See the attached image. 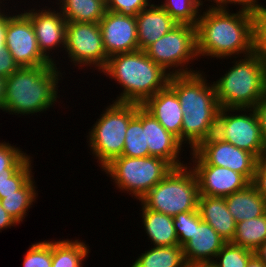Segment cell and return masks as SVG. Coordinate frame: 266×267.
<instances>
[{
    "mask_svg": "<svg viewBox=\"0 0 266 267\" xmlns=\"http://www.w3.org/2000/svg\"><path fill=\"white\" fill-rule=\"evenodd\" d=\"M99 26L108 58L139 50L135 17L106 11Z\"/></svg>",
    "mask_w": 266,
    "mask_h": 267,
    "instance_id": "cell-15",
    "label": "cell"
},
{
    "mask_svg": "<svg viewBox=\"0 0 266 267\" xmlns=\"http://www.w3.org/2000/svg\"><path fill=\"white\" fill-rule=\"evenodd\" d=\"M254 50L266 56V5L252 12Z\"/></svg>",
    "mask_w": 266,
    "mask_h": 267,
    "instance_id": "cell-35",
    "label": "cell"
},
{
    "mask_svg": "<svg viewBox=\"0 0 266 267\" xmlns=\"http://www.w3.org/2000/svg\"><path fill=\"white\" fill-rule=\"evenodd\" d=\"M184 267H215L213 263L186 262Z\"/></svg>",
    "mask_w": 266,
    "mask_h": 267,
    "instance_id": "cell-48",
    "label": "cell"
},
{
    "mask_svg": "<svg viewBox=\"0 0 266 267\" xmlns=\"http://www.w3.org/2000/svg\"><path fill=\"white\" fill-rule=\"evenodd\" d=\"M19 68L10 52L6 55H0V76L8 78Z\"/></svg>",
    "mask_w": 266,
    "mask_h": 267,
    "instance_id": "cell-40",
    "label": "cell"
},
{
    "mask_svg": "<svg viewBox=\"0 0 266 267\" xmlns=\"http://www.w3.org/2000/svg\"><path fill=\"white\" fill-rule=\"evenodd\" d=\"M174 167L163 158L126 157L113 159L101 171L113 182V186L121 193L127 192L138 202Z\"/></svg>",
    "mask_w": 266,
    "mask_h": 267,
    "instance_id": "cell-7",
    "label": "cell"
},
{
    "mask_svg": "<svg viewBox=\"0 0 266 267\" xmlns=\"http://www.w3.org/2000/svg\"><path fill=\"white\" fill-rule=\"evenodd\" d=\"M254 111L257 114L262 137L264 140V143L266 144V92L263 94L261 99L258 101L256 106L253 108Z\"/></svg>",
    "mask_w": 266,
    "mask_h": 267,
    "instance_id": "cell-41",
    "label": "cell"
},
{
    "mask_svg": "<svg viewBox=\"0 0 266 267\" xmlns=\"http://www.w3.org/2000/svg\"><path fill=\"white\" fill-rule=\"evenodd\" d=\"M5 1H6V2H5ZM3 3L6 4V6H7V4H8V3H7V0H0V4H3Z\"/></svg>",
    "mask_w": 266,
    "mask_h": 267,
    "instance_id": "cell-50",
    "label": "cell"
},
{
    "mask_svg": "<svg viewBox=\"0 0 266 267\" xmlns=\"http://www.w3.org/2000/svg\"><path fill=\"white\" fill-rule=\"evenodd\" d=\"M173 223L182 248L191 240L194 231V211L179 213L173 217Z\"/></svg>",
    "mask_w": 266,
    "mask_h": 267,
    "instance_id": "cell-37",
    "label": "cell"
},
{
    "mask_svg": "<svg viewBox=\"0 0 266 267\" xmlns=\"http://www.w3.org/2000/svg\"><path fill=\"white\" fill-rule=\"evenodd\" d=\"M199 3V6L204 9L203 6H205L206 3H204V0H196Z\"/></svg>",
    "mask_w": 266,
    "mask_h": 267,
    "instance_id": "cell-49",
    "label": "cell"
},
{
    "mask_svg": "<svg viewBox=\"0 0 266 267\" xmlns=\"http://www.w3.org/2000/svg\"><path fill=\"white\" fill-rule=\"evenodd\" d=\"M6 141L0 142V173L5 170H18L31 156Z\"/></svg>",
    "mask_w": 266,
    "mask_h": 267,
    "instance_id": "cell-34",
    "label": "cell"
},
{
    "mask_svg": "<svg viewBox=\"0 0 266 267\" xmlns=\"http://www.w3.org/2000/svg\"><path fill=\"white\" fill-rule=\"evenodd\" d=\"M204 2L210 3H207L204 9L230 8L231 5V0H204Z\"/></svg>",
    "mask_w": 266,
    "mask_h": 267,
    "instance_id": "cell-44",
    "label": "cell"
},
{
    "mask_svg": "<svg viewBox=\"0 0 266 267\" xmlns=\"http://www.w3.org/2000/svg\"><path fill=\"white\" fill-rule=\"evenodd\" d=\"M254 252L226 242L212 262L215 267H246Z\"/></svg>",
    "mask_w": 266,
    "mask_h": 267,
    "instance_id": "cell-32",
    "label": "cell"
},
{
    "mask_svg": "<svg viewBox=\"0 0 266 267\" xmlns=\"http://www.w3.org/2000/svg\"><path fill=\"white\" fill-rule=\"evenodd\" d=\"M163 1L160 0L158 4L168 12L178 24L197 25L202 8L196 0Z\"/></svg>",
    "mask_w": 266,
    "mask_h": 267,
    "instance_id": "cell-30",
    "label": "cell"
},
{
    "mask_svg": "<svg viewBox=\"0 0 266 267\" xmlns=\"http://www.w3.org/2000/svg\"><path fill=\"white\" fill-rule=\"evenodd\" d=\"M260 0H231L232 6H237L236 9H241L249 12H253L256 9L261 8L264 3H259ZM239 6V7H238Z\"/></svg>",
    "mask_w": 266,
    "mask_h": 267,
    "instance_id": "cell-42",
    "label": "cell"
},
{
    "mask_svg": "<svg viewBox=\"0 0 266 267\" xmlns=\"http://www.w3.org/2000/svg\"><path fill=\"white\" fill-rule=\"evenodd\" d=\"M195 172L200 196L226 197L243 190L251 182L231 169L213 165H189Z\"/></svg>",
    "mask_w": 266,
    "mask_h": 267,
    "instance_id": "cell-16",
    "label": "cell"
},
{
    "mask_svg": "<svg viewBox=\"0 0 266 267\" xmlns=\"http://www.w3.org/2000/svg\"><path fill=\"white\" fill-rule=\"evenodd\" d=\"M64 73L65 70L62 72L56 64L20 67L6 78L3 112L18 117L32 116L56 108L57 102L61 106L58 93L62 90L58 88L66 75Z\"/></svg>",
    "mask_w": 266,
    "mask_h": 267,
    "instance_id": "cell-3",
    "label": "cell"
},
{
    "mask_svg": "<svg viewBox=\"0 0 266 267\" xmlns=\"http://www.w3.org/2000/svg\"><path fill=\"white\" fill-rule=\"evenodd\" d=\"M122 156L149 157V148L146 145L145 129H143V106L137 104L136 115L130 120Z\"/></svg>",
    "mask_w": 266,
    "mask_h": 267,
    "instance_id": "cell-29",
    "label": "cell"
},
{
    "mask_svg": "<svg viewBox=\"0 0 266 267\" xmlns=\"http://www.w3.org/2000/svg\"><path fill=\"white\" fill-rule=\"evenodd\" d=\"M198 211L202 221L212 226L226 242L232 241L237 222L230 214L224 197L199 196Z\"/></svg>",
    "mask_w": 266,
    "mask_h": 267,
    "instance_id": "cell-21",
    "label": "cell"
},
{
    "mask_svg": "<svg viewBox=\"0 0 266 267\" xmlns=\"http://www.w3.org/2000/svg\"><path fill=\"white\" fill-rule=\"evenodd\" d=\"M254 254L265 264L266 266V240L257 248Z\"/></svg>",
    "mask_w": 266,
    "mask_h": 267,
    "instance_id": "cell-46",
    "label": "cell"
},
{
    "mask_svg": "<svg viewBox=\"0 0 266 267\" xmlns=\"http://www.w3.org/2000/svg\"><path fill=\"white\" fill-rule=\"evenodd\" d=\"M2 8H6L5 4H0V9H2Z\"/></svg>",
    "mask_w": 266,
    "mask_h": 267,
    "instance_id": "cell-51",
    "label": "cell"
},
{
    "mask_svg": "<svg viewBox=\"0 0 266 267\" xmlns=\"http://www.w3.org/2000/svg\"><path fill=\"white\" fill-rule=\"evenodd\" d=\"M22 260L23 267H51L52 240L31 243Z\"/></svg>",
    "mask_w": 266,
    "mask_h": 267,
    "instance_id": "cell-33",
    "label": "cell"
},
{
    "mask_svg": "<svg viewBox=\"0 0 266 267\" xmlns=\"http://www.w3.org/2000/svg\"><path fill=\"white\" fill-rule=\"evenodd\" d=\"M89 249V244L81 239H53L51 267H83L91 253Z\"/></svg>",
    "mask_w": 266,
    "mask_h": 267,
    "instance_id": "cell-25",
    "label": "cell"
},
{
    "mask_svg": "<svg viewBox=\"0 0 266 267\" xmlns=\"http://www.w3.org/2000/svg\"><path fill=\"white\" fill-rule=\"evenodd\" d=\"M65 37L67 59L64 54L61 56L71 62L70 66L78 67V70L93 69L99 73L106 67L108 56L99 23L67 22Z\"/></svg>",
    "mask_w": 266,
    "mask_h": 267,
    "instance_id": "cell-11",
    "label": "cell"
},
{
    "mask_svg": "<svg viewBox=\"0 0 266 267\" xmlns=\"http://www.w3.org/2000/svg\"><path fill=\"white\" fill-rule=\"evenodd\" d=\"M138 255L129 267H184L186 263L183 248L179 245L149 246Z\"/></svg>",
    "mask_w": 266,
    "mask_h": 267,
    "instance_id": "cell-26",
    "label": "cell"
},
{
    "mask_svg": "<svg viewBox=\"0 0 266 267\" xmlns=\"http://www.w3.org/2000/svg\"><path fill=\"white\" fill-rule=\"evenodd\" d=\"M246 267H266L265 264L254 254L247 262Z\"/></svg>",
    "mask_w": 266,
    "mask_h": 267,
    "instance_id": "cell-47",
    "label": "cell"
},
{
    "mask_svg": "<svg viewBox=\"0 0 266 267\" xmlns=\"http://www.w3.org/2000/svg\"><path fill=\"white\" fill-rule=\"evenodd\" d=\"M18 224L19 223L11 215H9L0 204V232H2V230L4 231V229L7 230V228L11 229V227H16Z\"/></svg>",
    "mask_w": 266,
    "mask_h": 267,
    "instance_id": "cell-43",
    "label": "cell"
},
{
    "mask_svg": "<svg viewBox=\"0 0 266 267\" xmlns=\"http://www.w3.org/2000/svg\"><path fill=\"white\" fill-rule=\"evenodd\" d=\"M251 184L266 201V156L257 160Z\"/></svg>",
    "mask_w": 266,
    "mask_h": 267,
    "instance_id": "cell-38",
    "label": "cell"
},
{
    "mask_svg": "<svg viewBox=\"0 0 266 267\" xmlns=\"http://www.w3.org/2000/svg\"><path fill=\"white\" fill-rule=\"evenodd\" d=\"M205 73L201 70L192 74L171 75L168 82L183 110L181 143L188 146L189 151L216 132L220 105L214 84L207 80L210 77Z\"/></svg>",
    "mask_w": 266,
    "mask_h": 267,
    "instance_id": "cell-2",
    "label": "cell"
},
{
    "mask_svg": "<svg viewBox=\"0 0 266 267\" xmlns=\"http://www.w3.org/2000/svg\"><path fill=\"white\" fill-rule=\"evenodd\" d=\"M141 227L144 228V234L148 237V242L153 244L152 246H175L179 245L178 236L175 231L173 217L157 212L151 209H147L140 201ZM150 240V241H149Z\"/></svg>",
    "mask_w": 266,
    "mask_h": 267,
    "instance_id": "cell-22",
    "label": "cell"
},
{
    "mask_svg": "<svg viewBox=\"0 0 266 267\" xmlns=\"http://www.w3.org/2000/svg\"><path fill=\"white\" fill-rule=\"evenodd\" d=\"M224 198L236 222L254 219L266 213V201L252 184Z\"/></svg>",
    "mask_w": 266,
    "mask_h": 267,
    "instance_id": "cell-23",
    "label": "cell"
},
{
    "mask_svg": "<svg viewBox=\"0 0 266 267\" xmlns=\"http://www.w3.org/2000/svg\"><path fill=\"white\" fill-rule=\"evenodd\" d=\"M10 13H13V11L12 10L9 11V5H7L6 8L0 9V55H6L9 52L6 47L5 37H6L7 19L11 15Z\"/></svg>",
    "mask_w": 266,
    "mask_h": 267,
    "instance_id": "cell-39",
    "label": "cell"
},
{
    "mask_svg": "<svg viewBox=\"0 0 266 267\" xmlns=\"http://www.w3.org/2000/svg\"><path fill=\"white\" fill-rule=\"evenodd\" d=\"M52 3L54 8L46 5L40 9L29 6L22 12L31 20L41 53L60 68L63 64L55 60V57L59 56V52L64 53L67 21L57 6H54L55 2ZM54 52L57 53L56 56L53 55Z\"/></svg>",
    "mask_w": 266,
    "mask_h": 267,
    "instance_id": "cell-14",
    "label": "cell"
},
{
    "mask_svg": "<svg viewBox=\"0 0 266 267\" xmlns=\"http://www.w3.org/2000/svg\"><path fill=\"white\" fill-rule=\"evenodd\" d=\"M102 111L86 136L90 155L101 170L113 159L122 156L126 130L136 115L137 104L112 101Z\"/></svg>",
    "mask_w": 266,
    "mask_h": 267,
    "instance_id": "cell-6",
    "label": "cell"
},
{
    "mask_svg": "<svg viewBox=\"0 0 266 267\" xmlns=\"http://www.w3.org/2000/svg\"><path fill=\"white\" fill-rule=\"evenodd\" d=\"M189 152V165L225 167L244 175L250 182L253 180L258 159L252 153L239 149L216 134L202 141Z\"/></svg>",
    "mask_w": 266,
    "mask_h": 267,
    "instance_id": "cell-12",
    "label": "cell"
},
{
    "mask_svg": "<svg viewBox=\"0 0 266 267\" xmlns=\"http://www.w3.org/2000/svg\"><path fill=\"white\" fill-rule=\"evenodd\" d=\"M226 241L194 211V231L191 240L183 247L186 262L212 263Z\"/></svg>",
    "mask_w": 266,
    "mask_h": 267,
    "instance_id": "cell-18",
    "label": "cell"
},
{
    "mask_svg": "<svg viewBox=\"0 0 266 267\" xmlns=\"http://www.w3.org/2000/svg\"><path fill=\"white\" fill-rule=\"evenodd\" d=\"M145 52L170 75H185L201 71L194 70L192 64L199 59L196 26L178 24L151 44Z\"/></svg>",
    "mask_w": 266,
    "mask_h": 267,
    "instance_id": "cell-9",
    "label": "cell"
},
{
    "mask_svg": "<svg viewBox=\"0 0 266 267\" xmlns=\"http://www.w3.org/2000/svg\"><path fill=\"white\" fill-rule=\"evenodd\" d=\"M229 60L232 66L212 81L220 108H254L266 92V56L254 52Z\"/></svg>",
    "mask_w": 266,
    "mask_h": 267,
    "instance_id": "cell-5",
    "label": "cell"
},
{
    "mask_svg": "<svg viewBox=\"0 0 266 267\" xmlns=\"http://www.w3.org/2000/svg\"><path fill=\"white\" fill-rule=\"evenodd\" d=\"M231 8L202 9L196 25L200 58L227 60L255 52L252 12ZM203 11V12H202ZM216 58V59H215Z\"/></svg>",
    "mask_w": 266,
    "mask_h": 267,
    "instance_id": "cell-1",
    "label": "cell"
},
{
    "mask_svg": "<svg viewBox=\"0 0 266 267\" xmlns=\"http://www.w3.org/2000/svg\"><path fill=\"white\" fill-rule=\"evenodd\" d=\"M215 134L257 159L266 156V144L253 108H220Z\"/></svg>",
    "mask_w": 266,
    "mask_h": 267,
    "instance_id": "cell-10",
    "label": "cell"
},
{
    "mask_svg": "<svg viewBox=\"0 0 266 267\" xmlns=\"http://www.w3.org/2000/svg\"><path fill=\"white\" fill-rule=\"evenodd\" d=\"M120 85L115 102L143 105L169 82L170 74L147 56L143 50L116 54L108 58L100 72Z\"/></svg>",
    "mask_w": 266,
    "mask_h": 267,
    "instance_id": "cell-4",
    "label": "cell"
},
{
    "mask_svg": "<svg viewBox=\"0 0 266 267\" xmlns=\"http://www.w3.org/2000/svg\"><path fill=\"white\" fill-rule=\"evenodd\" d=\"M266 240V213L254 219L237 222L231 243L255 252Z\"/></svg>",
    "mask_w": 266,
    "mask_h": 267,
    "instance_id": "cell-28",
    "label": "cell"
},
{
    "mask_svg": "<svg viewBox=\"0 0 266 267\" xmlns=\"http://www.w3.org/2000/svg\"><path fill=\"white\" fill-rule=\"evenodd\" d=\"M12 10L16 12L7 19L5 43L18 66L54 65L39 50L31 20L20 10Z\"/></svg>",
    "mask_w": 266,
    "mask_h": 267,
    "instance_id": "cell-13",
    "label": "cell"
},
{
    "mask_svg": "<svg viewBox=\"0 0 266 267\" xmlns=\"http://www.w3.org/2000/svg\"><path fill=\"white\" fill-rule=\"evenodd\" d=\"M151 2L135 17L139 50L145 51L151 44L170 32L178 23L158 2Z\"/></svg>",
    "mask_w": 266,
    "mask_h": 267,
    "instance_id": "cell-19",
    "label": "cell"
},
{
    "mask_svg": "<svg viewBox=\"0 0 266 267\" xmlns=\"http://www.w3.org/2000/svg\"><path fill=\"white\" fill-rule=\"evenodd\" d=\"M55 2L67 22L99 23L107 11L106 0H56Z\"/></svg>",
    "mask_w": 266,
    "mask_h": 267,
    "instance_id": "cell-24",
    "label": "cell"
},
{
    "mask_svg": "<svg viewBox=\"0 0 266 267\" xmlns=\"http://www.w3.org/2000/svg\"><path fill=\"white\" fill-rule=\"evenodd\" d=\"M143 129H145L146 145H148L150 156L163 158L174 168L188 164L181 160V158L183 159L181 155L183 151H186L184 150L186 147L174 135L169 133L144 107Z\"/></svg>",
    "mask_w": 266,
    "mask_h": 267,
    "instance_id": "cell-17",
    "label": "cell"
},
{
    "mask_svg": "<svg viewBox=\"0 0 266 267\" xmlns=\"http://www.w3.org/2000/svg\"><path fill=\"white\" fill-rule=\"evenodd\" d=\"M199 185L189 164L173 168L140 202L147 208L174 217L198 210Z\"/></svg>",
    "mask_w": 266,
    "mask_h": 267,
    "instance_id": "cell-8",
    "label": "cell"
},
{
    "mask_svg": "<svg viewBox=\"0 0 266 267\" xmlns=\"http://www.w3.org/2000/svg\"><path fill=\"white\" fill-rule=\"evenodd\" d=\"M142 106L181 142L183 110L176 93L168 85Z\"/></svg>",
    "mask_w": 266,
    "mask_h": 267,
    "instance_id": "cell-20",
    "label": "cell"
},
{
    "mask_svg": "<svg viewBox=\"0 0 266 267\" xmlns=\"http://www.w3.org/2000/svg\"><path fill=\"white\" fill-rule=\"evenodd\" d=\"M30 155L31 157L18 170H5V173H0V199L3 195L17 194V191L35 174L32 171L34 158L32 154Z\"/></svg>",
    "mask_w": 266,
    "mask_h": 267,
    "instance_id": "cell-31",
    "label": "cell"
},
{
    "mask_svg": "<svg viewBox=\"0 0 266 267\" xmlns=\"http://www.w3.org/2000/svg\"><path fill=\"white\" fill-rule=\"evenodd\" d=\"M152 0H106L107 11L136 17Z\"/></svg>",
    "mask_w": 266,
    "mask_h": 267,
    "instance_id": "cell-36",
    "label": "cell"
},
{
    "mask_svg": "<svg viewBox=\"0 0 266 267\" xmlns=\"http://www.w3.org/2000/svg\"><path fill=\"white\" fill-rule=\"evenodd\" d=\"M5 90H6V78L0 76V112L1 110L3 111Z\"/></svg>",
    "mask_w": 266,
    "mask_h": 267,
    "instance_id": "cell-45",
    "label": "cell"
},
{
    "mask_svg": "<svg viewBox=\"0 0 266 267\" xmlns=\"http://www.w3.org/2000/svg\"><path fill=\"white\" fill-rule=\"evenodd\" d=\"M34 176H32L18 191L17 194L3 195L0 204L19 224L28 216V210L38 200V190Z\"/></svg>",
    "mask_w": 266,
    "mask_h": 267,
    "instance_id": "cell-27",
    "label": "cell"
}]
</instances>
